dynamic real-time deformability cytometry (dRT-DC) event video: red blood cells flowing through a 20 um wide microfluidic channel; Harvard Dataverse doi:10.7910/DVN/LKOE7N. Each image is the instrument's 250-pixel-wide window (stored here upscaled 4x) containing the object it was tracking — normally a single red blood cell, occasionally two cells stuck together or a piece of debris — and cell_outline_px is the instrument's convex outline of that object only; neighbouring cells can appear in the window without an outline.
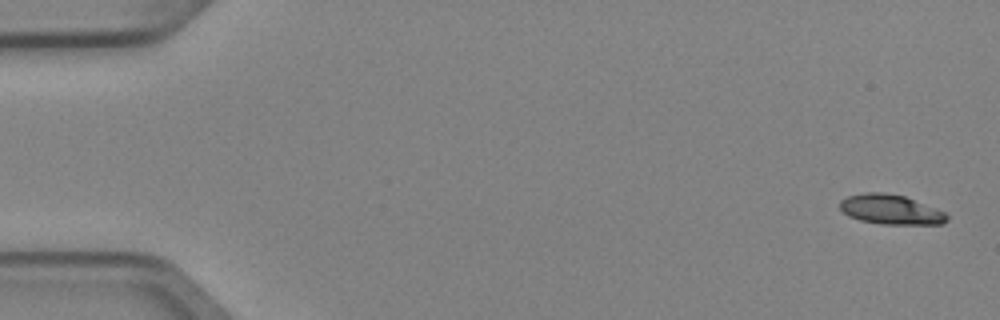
{"species": "Egyptian fruit bat (a non-hibernating species)", "species_latin": "Rousettus aegyptiacus", "temperature_condition": "cold", "stored_images_in_passage": 3, "camera_frame_rate_fps": 3000, "um_per_image_px": 0.085, "animal": {"sex": "female"}, "frame": {"image": 1, "passage_image": 1, "time_ms": 0.0, "image_size_px": [1000, 320], "cell_outline_px": [[948, 220], [944, 224], [880, 224], [860, 220], [848, 216], [840, 208], [840, 200], [848, 196], [864, 192], [884, 192], [904, 196], [936, 208], [944, 212], [948, 216]], "centroid_in_image_um": [75.71, 17.81], "position_along_channel_um": 9.3, "area_um2": 18.55}}